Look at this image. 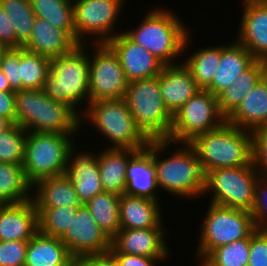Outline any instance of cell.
Returning <instances> with one entry per match:
<instances>
[{
  "label": "cell",
  "mask_w": 267,
  "mask_h": 266,
  "mask_svg": "<svg viewBox=\"0 0 267 266\" xmlns=\"http://www.w3.org/2000/svg\"><path fill=\"white\" fill-rule=\"evenodd\" d=\"M172 144L173 152L163 155L171 150ZM176 146L177 149L174 142L167 139L153 140V161L158 188L172 197L174 195L184 200H193L200 196L202 198L207 183V172L203 163L188 142L177 143Z\"/></svg>",
  "instance_id": "cell-1"
},
{
  "label": "cell",
  "mask_w": 267,
  "mask_h": 266,
  "mask_svg": "<svg viewBox=\"0 0 267 266\" xmlns=\"http://www.w3.org/2000/svg\"><path fill=\"white\" fill-rule=\"evenodd\" d=\"M149 11L139 21L141 23L137 28H127L123 33L151 52L165 66L181 63L182 60L177 62L178 57L187 52L191 41L187 25L171 9L161 6Z\"/></svg>",
  "instance_id": "cell-2"
},
{
  "label": "cell",
  "mask_w": 267,
  "mask_h": 266,
  "mask_svg": "<svg viewBox=\"0 0 267 266\" xmlns=\"http://www.w3.org/2000/svg\"><path fill=\"white\" fill-rule=\"evenodd\" d=\"M89 44H79L71 52L51 59L43 86L49 98L71 107L80 117L83 112L79 113V107L89 103Z\"/></svg>",
  "instance_id": "cell-3"
},
{
  "label": "cell",
  "mask_w": 267,
  "mask_h": 266,
  "mask_svg": "<svg viewBox=\"0 0 267 266\" xmlns=\"http://www.w3.org/2000/svg\"><path fill=\"white\" fill-rule=\"evenodd\" d=\"M16 124L27 132L78 135L80 116L69 106L49 98L43 89L16 91Z\"/></svg>",
  "instance_id": "cell-4"
},
{
  "label": "cell",
  "mask_w": 267,
  "mask_h": 266,
  "mask_svg": "<svg viewBox=\"0 0 267 266\" xmlns=\"http://www.w3.org/2000/svg\"><path fill=\"white\" fill-rule=\"evenodd\" d=\"M82 109L81 129L89 122L108 141L105 147L140 151L148 146L150 140L135 124L124 98L90 102Z\"/></svg>",
  "instance_id": "cell-5"
},
{
  "label": "cell",
  "mask_w": 267,
  "mask_h": 266,
  "mask_svg": "<svg viewBox=\"0 0 267 266\" xmlns=\"http://www.w3.org/2000/svg\"><path fill=\"white\" fill-rule=\"evenodd\" d=\"M188 143L195 149L206 172L247 166L252 162L251 131L227 121L216 129L196 135Z\"/></svg>",
  "instance_id": "cell-6"
},
{
  "label": "cell",
  "mask_w": 267,
  "mask_h": 266,
  "mask_svg": "<svg viewBox=\"0 0 267 266\" xmlns=\"http://www.w3.org/2000/svg\"><path fill=\"white\" fill-rule=\"evenodd\" d=\"M78 135L28 132L21 166L33 186L41 179L63 175ZM75 140V141H74Z\"/></svg>",
  "instance_id": "cell-7"
},
{
  "label": "cell",
  "mask_w": 267,
  "mask_h": 266,
  "mask_svg": "<svg viewBox=\"0 0 267 266\" xmlns=\"http://www.w3.org/2000/svg\"><path fill=\"white\" fill-rule=\"evenodd\" d=\"M124 99L135 124L149 140L169 138L173 115L162 99L159 75L130 82Z\"/></svg>",
  "instance_id": "cell-8"
},
{
  "label": "cell",
  "mask_w": 267,
  "mask_h": 266,
  "mask_svg": "<svg viewBox=\"0 0 267 266\" xmlns=\"http://www.w3.org/2000/svg\"><path fill=\"white\" fill-rule=\"evenodd\" d=\"M210 205V206H209ZM199 230L198 247L195 253L200 263L213 249L236 240L249 238L255 231L254 219L249 211L208 204Z\"/></svg>",
  "instance_id": "cell-9"
},
{
  "label": "cell",
  "mask_w": 267,
  "mask_h": 266,
  "mask_svg": "<svg viewBox=\"0 0 267 266\" xmlns=\"http://www.w3.org/2000/svg\"><path fill=\"white\" fill-rule=\"evenodd\" d=\"M259 177L252 162L247 166L211 170L207 172L203 196L211 194L212 204L250 212Z\"/></svg>",
  "instance_id": "cell-10"
},
{
  "label": "cell",
  "mask_w": 267,
  "mask_h": 266,
  "mask_svg": "<svg viewBox=\"0 0 267 266\" xmlns=\"http://www.w3.org/2000/svg\"><path fill=\"white\" fill-rule=\"evenodd\" d=\"M124 1L74 0L73 25L77 43L88 44L89 37L93 38L91 44L107 43L116 36L118 33L115 31L117 29L115 25L123 10Z\"/></svg>",
  "instance_id": "cell-11"
},
{
  "label": "cell",
  "mask_w": 267,
  "mask_h": 266,
  "mask_svg": "<svg viewBox=\"0 0 267 266\" xmlns=\"http://www.w3.org/2000/svg\"><path fill=\"white\" fill-rule=\"evenodd\" d=\"M226 117L218 107L217 97L209 90L200 89L173 115L167 140L190 142L196 135L218 128Z\"/></svg>",
  "instance_id": "cell-12"
},
{
  "label": "cell",
  "mask_w": 267,
  "mask_h": 266,
  "mask_svg": "<svg viewBox=\"0 0 267 266\" xmlns=\"http://www.w3.org/2000/svg\"><path fill=\"white\" fill-rule=\"evenodd\" d=\"M89 68V103L125 98L129 82L117 54L107 43L92 44Z\"/></svg>",
  "instance_id": "cell-13"
},
{
  "label": "cell",
  "mask_w": 267,
  "mask_h": 266,
  "mask_svg": "<svg viewBox=\"0 0 267 266\" xmlns=\"http://www.w3.org/2000/svg\"><path fill=\"white\" fill-rule=\"evenodd\" d=\"M60 239L74 259L105 254L111 249V239L98 226L85 205L80 206Z\"/></svg>",
  "instance_id": "cell-14"
},
{
  "label": "cell",
  "mask_w": 267,
  "mask_h": 266,
  "mask_svg": "<svg viewBox=\"0 0 267 266\" xmlns=\"http://www.w3.org/2000/svg\"><path fill=\"white\" fill-rule=\"evenodd\" d=\"M165 230V231H164ZM165 228H121L111 239L110 253H125L151 258H169L171 250Z\"/></svg>",
  "instance_id": "cell-15"
},
{
  "label": "cell",
  "mask_w": 267,
  "mask_h": 266,
  "mask_svg": "<svg viewBox=\"0 0 267 266\" xmlns=\"http://www.w3.org/2000/svg\"><path fill=\"white\" fill-rule=\"evenodd\" d=\"M107 44L119 57L121 67L127 81L152 78L158 76L165 66L147 49L134 43L124 33L118 30V34L111 38Z\"/></svg>",
  "instance_id": "cell-16"
},
{
  "label": "cell",
  "mask_w": 267,
  "mask_h": 266,
  "mask_svg": "<svg viewBox=\"0 0 267 266\" xmlns=\"http://www.w3.org/2000/svg\"><path fill=\"white\" fill-rule=\"evenodd\" d=\"M243 1L239 32L235 40L256 60L267 61V3L263 0Z\"/></svg>",
  "instance_id": "cell-17"
},
{
  "label": "cell",
  "mask_w": 267,
  "mask_h": 266,
  "mask_svg": "<svg viewBox=\"0 0 267 266\" xmlns=\"http://www.w3.org/2000/svg\"><path fill=\"white\" fill-rule=\"evenodd\" d=\"M77 146L70 152L65 175L75 187L81 205L104 192L97 163V155L93 152L77 151Z\"/></svg>",
  "instance_id": "cell-18"
},
{
  "label": "cell",
  "mask_w": 267,
  "mask_h": 266,
  "mask_svg": "<svg viewBox=\"0 0 267 266\" xmlns=\"http://www.w3.org/2000/svg\"><path fill=\"white\" fill-rule=\"evenodd\" d=\"M38 232V212L33 199L0 204V241H29Z\"/></svg>",
  "instance_id": "cell-19"
},
{
  "label": "cell",
  "mask_w": 267,
  "mask_h": 266,
  "mask_svg": "<svg viewBox=\"0 0 267 266\" xmlns=\"http://www.w3.org/2000/svg\"><path fill=\"white\" fill-rule=\"evenodd\" d=\"M153 161V140L145 149L138 151L128 162L124 194L160 201Z\"/></svg>",
  "instance_id": "cell-20"
},
{
  "label": "cell",
  "mask_w": 267,
  "mask_h": 266,
  "mask_svg": "<svg viewBox=\"0 0 267 266\" xmlns=\"http://www.w3.org/2000/svg\"><path fill=\"white\" fill-rule=\"evenodd\" d=\"M159 85L162 99L172 115L201 89L183 62L164 66Z\"/></svg>",
  "instance_id": "cell-21"
},
{
  "label": "cell",
  "mask_w": 267,
  "mask_h": 266,
  "mask_svg": "<svg viewBox=\"0 0 267 266\" xmlns=\"http://www.w3.org/2000/svg\"><path fill=\"white\" fill-rule=\"evenodd\" d=\"M77 45L79 44L66 31L36 17L31 37L23 48L29 52L53 59L71 52Z\"/></svg>",
  "instance_id": "cell-22"
},
{
  "label": "cell",
  "mask_w": 267,
  "mask_h": 266,
  "mask_svg": "<svg viewBox=\"0 0 267 266\" xmlns=\"http://www.w3.org/2000/svg\"><path fill=\"white\" fill-rule=\"evenodd\" d=\"M160 201L145 197L120 195L119 216L121 228H165Z\"/></svg>",
  "instance_id": "cell-23"
},
{
  "label": "cell",
  "mask_w": 267,
  "mask_h": 266,
  "mask_svg": "<svg viewBox=\"0 0 267 266\" xmlns=\"http://www.w3.org/2000/svg\"><path fill=\"white\" fill-rule=\"evenodd\" d=\"M232 42L221 45V59L218 68L212 83L206 88L214 95L229 87L256 61L242 44L234 39Z\"/></svg>",
  "instance_id": "cell-24"
},
{
  "label": "cell",
  "mask_w": 267,
  "mask_h": 266,
  "mask_svg": "<svg viewBox=\"0 0 267 266\" xmlns=\"http://www.w3.org/2000/svg\"><path fill=\"white\" fill-rule=\"evenodd\" d=\"M226 121L249 131L267 125V74L246 94Z\"/></svg>",
  "instance_id": "cell-25"
},
{
  "label": "cell",
  "mask_w": 267,
  "mask_h": 266,
  "mask_svg": "<svg viewBox=\"0 0 267 266\" xmlns=\"http://www.w3.org/2000/svg\"><path fill=\"white\" fill-rule=\"evenodd\" d=\"M135 149L105 148L97 153L100 180L104 192L123 195L126 188V170Z\"/></svg>",
  "instance_id": "cell-26"
},
{
  "label": "cell",
  "mask_w": 267,
  "mask_h": 266,
  "mask_svg": "<svg viewBox=\"0 0 267 266\" xmlns=\"http://www.w3.org/2000/svg\"><path fill=\"white\" fill-rule=\"evenodd\" d=\"M75 259L59 237L39 231L28 241L24 266H74Z\"/></svg>",
  "instance_id": "cell-27"
},
{
  "label": "cell",
  "mask_w": 267,
  "mask_h": 266,
  "mask_svg": "<svg viewBox=\"0 0 267 266\" xmlns=\"http://www.w3.org/2000/svg\"><path fill=\"white\" fill-rule=\"evenodd\" d=\"M32 191L36 208L81 205L73 183L65 174L41 179Z\"/></svg>",
  "instance_id": "cell-28"
},
{
  "label": "cell",
  "mask_w": 267,
  "mask_h": 266,
  "mask_svg": "<svg viewBox=\"0 0 267 266\" xmlns=\"http://www.w3.org/2000/svg\"><path fill=\"white\" fill-rule=\"evenodd\" d=\"M265 74L266 62L256 60L229 87L219 92L216 97L221 113L227 118Z\"/></svg>",
  "instance_id": "cell-29"
},
{
  "label": "cell",
  "mask_w": 267,
  "mask_h": 266,
  "mask_svg": "<svg viewBox=\"0 0 267 266\" xmlns=\"http://www.w3.org/2000/svg\"><path fill=\"white\" fill-rule=\"evenodd\" d=\"M32 187L20 164L0 162V204H17L32 199Z\"/></svg>",
  "instance_id": "cell-30"
},
{
  "label": "cell",
  "mask_w": 267,
  "mask_h": 266,
  "mask_svg": "<svg viewBox=\"0 0 267 266\" xmlns=\"http://www.w3.org/2000/svg\"><path fill=\"white\" fill-rule=\"evenodd\" d=\"M120 195L102 192L91 198L85 206L98 226L112 239L121 229L119 216Z\"/></svg>",
  "instance_id": "cell-31"
},
{
  "label": "cell",
  "mask_w": 267,
  "mask_h": 266,
  "mask_svg": "<svg viewBox=\"0 0 267 266\" xmlns=\"http://www.w3.org/2000/svg\"><path fill=\"white\" fill-rule=\"evenodd\" d=\"M220 59L221 45H215L193 51L182 62L190 70L197 85L206 89L213 81Z\"/></svg>",
  "instance_id": "cell-32"
},
{
  "label": "cell",
  "mask_w": 267,
  "mask_h": 266,
  "mask_svg": "<svg viewBox=\"0 0 267 266\" xmlns=\"http://www.w3.org/2000/svg\"><path fill=\"white\" fill-rule=\"evenodd\" d=\"M36 17L48 21L58 29L66 31L76 42L73 25V1L71 0H30Z\"/></svg>",
  "instance_id": "cell-33"
},
{
  "label": "cell",
  "mask_w": 267,
  "mask_h": 266,
  "mask_svg": "<svg viewBox=\"0 0 267 266\" xmlns=\"http://www.w3.org/2000/svg\"><path fill=\"white\" fill-rule=\"evenodd\" d=\"M0 6L14 25L16 48L23 47L31 37L36 18L30 0H0Z\"/></svg>",
  "instance_id": "cell-34"
},
{
  "label": "cell",
  "mask_w": 267,
  "mask_h": 266,
  "mask_svg": "<svg viewBox=\"0 0 267 266\" xmlns=\"http://www.w3.org/2000/svg\"><path fill=\"white\" fill-rule=\"evenodd\" d=\"M51 59L20 48L21 90L43 89Z\"/></svg>",
  "instance_id": "cell-35"
},
{
  "label": "cell",
  "mask_w": 267,
  "mask_h": 266,
  "mask_svg": "<svg viewBox=\"0 0 267 266\" xmlns=\"http://www.w3.org/2000/svg\"><path fill=\"white\" fill-rule=\"evenodd\" d=\"M80 206L36 208L38 212V231L44 235L60 238L70 226L72 218Z\"/></svg>",
  "instance_id": "cell-36"
},
{
  "label": "cell",
  "mask_w": 267,
  "mask_h": 266,
  "mask_svg": "<svg viewBox=\"0 0 267 266\" xmlns=\"http://www.w3.org/2000/svg\"><path fill=\"white\" fill-rule=\"evenodd\" d=\"M250 237L213 249L200 266H248Z\"/></svg>",
  "instance_id": "cell-37"
},
{
  "label": "cell",
  "mask_w": 267,
  "mask_h": 266,
  "mask_svg": "<svg viewBox=\"0 0 267 266\" xmlns=\"http://www.w3.org/2000/svg\"><path fill=\"white\" fill-rule=\"evenodd\" d=\"M27 133L17 124L0 133V162L22 164Z\"/></svg>",
  "instance_id": "cell-38"
},
{
  "label": "cell",
  "mask_w": 267,
  "mask_h": 266,
  "mask_svg": "<svg viewBox=\"0 0 267 266\" xmlns=\"http://www.w3.org/2000/svg\"><path fill=\"white\" fill-rule=\"evenodd\" d=\"M250 213L254 219L255 229L267 232V178L259 177L256 181Z\"/></svg>",
  "instance_id": "cell-39"
},
{
  "label": "cell",
  "mask_w": 267,
  "mask_h": 266,
  "mask_svg": "<svg viewBox=\"0 0 267 266\" xmlns=\"http://www.w3.org/2000/svg\"><path fill=\"white\" fill-rule=\"evenodd\" d=\"M252 163L260 177L267 178V125L251 131Z\"/></svg>",
  "instance_id": "cell-40"
},
{
  "label": "cell",
  "mask_w": 267,
  "mask_h": 266,
  "mask_svg": "<svg viewBox=\"0 0 267 266\" xmlns=\"http://www.w3.org/2000/svg\"><path fill=\"white\" fill-rule=\"evenodd\" d=\"M0 68L13 91L21 90L20 48H7L2 56Z\"/></svg>",
  "instance_id": "cell-41"
},
{
  "label": "cell",
  "mask_w": 267,
  "mask_h": 266,
  "mask_svg": "<svg viewBox=\"0 0 267 266\" xmlns=\"http://www.w3.org/2000/svg\"><path fill=\"white\" fill-rule=\"evenodd\" d=\"M28 241H0V266H24Z\"/></svg>",
  "instance_id": "cell-42"
},
{
  "label": "cell",
  "mask_w": 267,
  "mask_h": 266,
  "mask_svg": "<svg viewBox=\"0 0 267 266\" xmlns=\"http://www.w3.org/2000/svg\"><path fill=\"white\" fill-rule=\"evenodd\" d=\"M248 266H267V232L256 230L250 236Z\"/></svg>",
  "instance_id": "cell-43"
},
{
  "label": "cell",
  "mask_w": 267,
  "mask_h": 266,
  "mask_svg": "<svg viewBox=\"0 0 267 266\" xmlns=\"http://www.w3.org/2000/svg\"><path fill=\"white\" fill-rule=\"evenodd\" d=\"M111 254L117 261L118 266H157L156 263L159 264L163 260L165 261L167 259V258L143 257L125 253H111Z\"/></svg>",
  "instance_id": "cell-44"
},
{
  "label": "cell",
  "mask_w": 267,
  "mask_h": 266,
  "mask_svg": "<svg viewBox=\"0 0 267 266\" xmlns=\"http://www.w3.org/2000/svg\"><path fill=\"white\" fill-rule=\"evenodd\" d=\"M14 25L7 13L0 6V44L6 48H16Z\"/></svg>",
  "instance_id": "cell-45"
},
{
  "label": "cell",
  "mask_w": 267,
  "mask_h": 266,
  "mask_svg": "<svg viewBox=\"0 0 267 266\" xmlns=\"http://www.w3.org/2000/svg\"><path fill=\"white\" fill-rule=\"evenodd\" d=\"M74 266H118L114 256L105 254L85 255L75 259Z\"/></svg>",
  "instance_id": "cell-46"
},
{
  "label": "cell",
  "mask_w": 267,
  "mask_h": 266,
  "mask_svg": "<svg viewBox=\"0 0 267 266\" xmlns=\"http://www.w3.org/2000/svg\"><path fill=\"white\" fill-rule=\"evenodd\" d=\"M16 91L0 92V116L16 124L15 114Z\"/></svg>",
  "instance_id": "cell-47"
},
{
  "label": "cell",
  "mask_w": 267,
  "mask_h": 266,
  "mask_svg": "<svg viewBox=\"0 0 267 266\" xmlns=\"http://www.w3.org/2000/svg\"><path fill=\"white\" fill-rule=\"evenodd\" d=\"M13 91L5 77L2 69L0 68V92H10Z\"/></svg>",
  "instance_id": "cell-48"
},
{
  "label": "cell",
  "mask_w": 267,
  "mask_h": 266,
  "mask_svg": "<svg viewBox=\"0 0 267 266\" xmlns=\"http://www.w3.org/2000/svg\"><path fill=\"white\" fill-rule=\"evenodd\" d=\"M12 125L8 119L0 116V133L8 130Z\"/></svg>",
  "instance_id": "cell-49"
},
{
  "label": "cell",
  "mask_w": 267,
  "mask_h": 266,
  "mask_svg": "<svg viewBox=\"0 0 267 266\" xmlns=\"http://www.w3.org/2000/svg\"><path fill=\"white\" fill-rule=\"evenodd\" d=\"M7 48L3 45L0 44V63H1V59H2V56H3V53L4 51L6 50Z\"/></svg>",
  "instance_id": "cell-50"
}]
</instances>
